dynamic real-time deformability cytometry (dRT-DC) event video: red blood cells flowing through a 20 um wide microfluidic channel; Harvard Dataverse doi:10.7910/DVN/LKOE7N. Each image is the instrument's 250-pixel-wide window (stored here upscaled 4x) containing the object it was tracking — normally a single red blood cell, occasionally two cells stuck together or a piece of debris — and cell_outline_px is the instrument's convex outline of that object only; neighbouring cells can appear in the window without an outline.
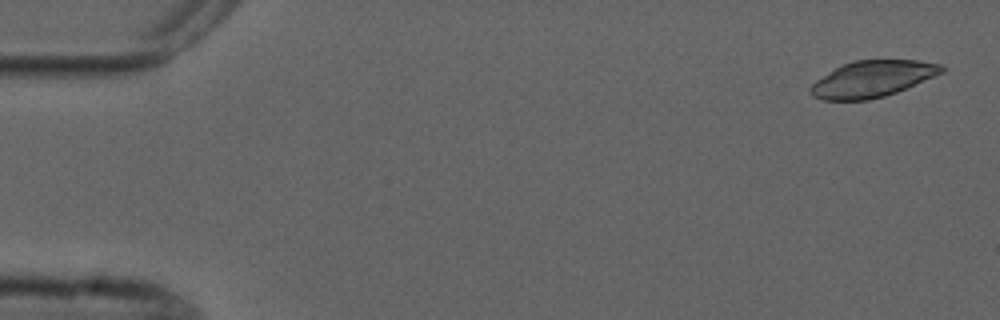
{"species": "common noctule bat (a hibernating species)", "species_latin": "Nyctalus noctula", "temperature_condition": "cold", "stored_images_in_passage": 5, "camera_frame_rate_fps": 3000, "um_per_image_px": 0.085, "animal": {"sex": "male", "forearm_length_mm": 52.5}, "frame": {"image": 1, "passage_image": 1, "time_ms": 0.0, "image_size_px": [1000, 320], "cell_outline_px": [[948, 68], [944, 72], [896, 92], [884, 96], [868, 100], [820, 100], [812, 96], [808, 92], [808, 88], [816, 80], [836, 68], [844, 64], [856, 60], [920, 60], [944, 64]], "centroid_in_image_um": [74.17, 6.71], "position_along_channel_um": 10.8, "area_um2": 27.86}}
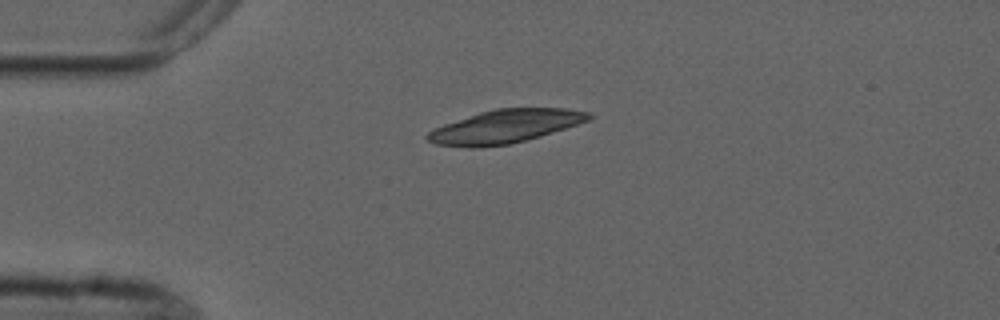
{"frame": {"image": 2, "passage_image": 4, "time_ms": 3.667, "image_size_px": [1000, 320], "cell_outline_px": [[596, 116], [588, 120], [540, 136], [508, 144], [480, 148], [468, 148], [436, 144], [428, 140], [424, 136], [428, 132], [444, 124], [480, 112], [496, 108], [568, 108], [588, 112]], "centroid_in_image_um": [42.92, 10.75], "position_along_channel_um": 42.1, "area_um2": 31.15}}